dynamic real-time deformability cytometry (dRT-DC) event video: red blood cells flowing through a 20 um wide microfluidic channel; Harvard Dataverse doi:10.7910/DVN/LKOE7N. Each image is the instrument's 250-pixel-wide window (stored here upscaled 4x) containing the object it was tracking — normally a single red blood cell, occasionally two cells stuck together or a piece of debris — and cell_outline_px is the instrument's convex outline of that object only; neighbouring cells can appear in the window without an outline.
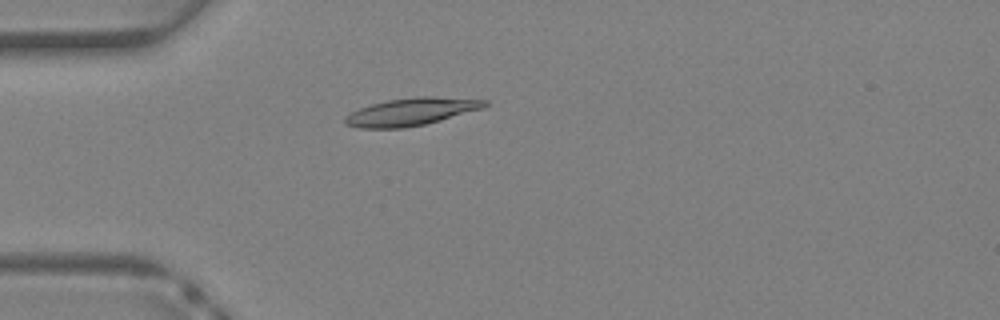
{"species": "Egyptian fruit bat (a non-hibernating species)", "species_latin": "Rousettus aegyptiacus", "temperature_condition": "warm", "stored_images_in_passage": 38, "camera_frame_rate_fps": 3000, "um_per_image_px": 0.085, "animal": {"sex": "female"}, "frame": {"image": 1, "passage_image": 11, "time_ms": 3.333, "image_size_px": [1000, 320], "cell_outline_px": [[488, 104], [484, 108], [440, 120], [424, 124], [404, 128], [360, 128], [344, 124], [344, 116], [360, 108], [372, 104], [388, 100], [416, 96], [436, 96], [488, 100]], "centroid_in_image_um": [34.96, 9.49], "position_along_channel_um": 50.0, "area_um2": 22.43}}
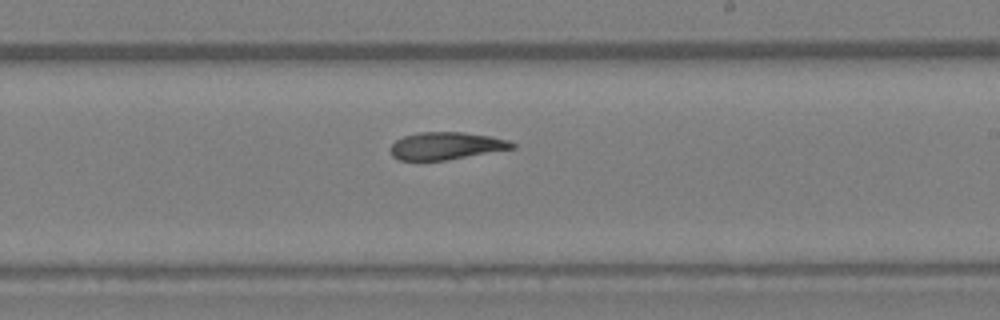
{"frame": {"image": 2, "passage_image": 23, "time_ms": 7.333, "image_size_px": [1000, 320], "cell_outline_px": [[516, 148], [448, 160], [396, 160], [392, 156], [392, 144], [396, 140], [404, 136], [420, 132], [464, 132], [488, 136], [508, 140], [516, 144]], "centroid_in_image_um": [37.94, 12.4], "position_along_channel_um": 251.1, "area_um2": 19.42}}
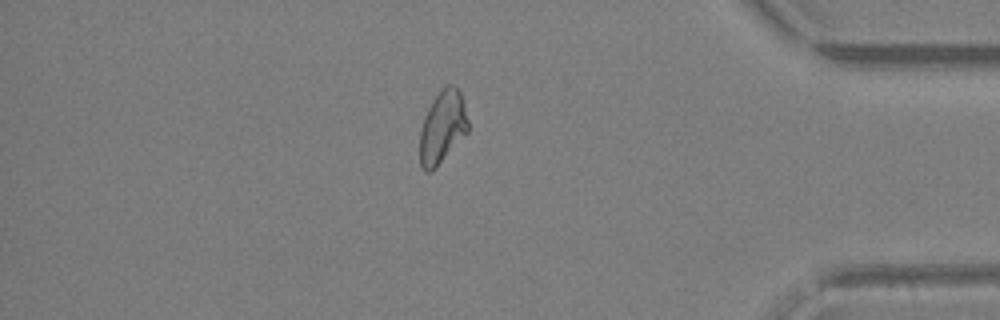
{"frame": {"image": 3, "passage_image": 33, "time_ms": 10.667, "image_size_px": [1000, 320], "cell_outline_px": [[468, 132], [436, 168], [432, 172], [424, 172], [420, 164], [420, 128], [424, 116], [428, 108], [444, 84], [452, 84], [460, 92], [464, 104], [468, 120]], "centroid_in_image_um": [37.6, 10.83], "position_along_channel_um": 397.6, "area_um2": 20.52}}